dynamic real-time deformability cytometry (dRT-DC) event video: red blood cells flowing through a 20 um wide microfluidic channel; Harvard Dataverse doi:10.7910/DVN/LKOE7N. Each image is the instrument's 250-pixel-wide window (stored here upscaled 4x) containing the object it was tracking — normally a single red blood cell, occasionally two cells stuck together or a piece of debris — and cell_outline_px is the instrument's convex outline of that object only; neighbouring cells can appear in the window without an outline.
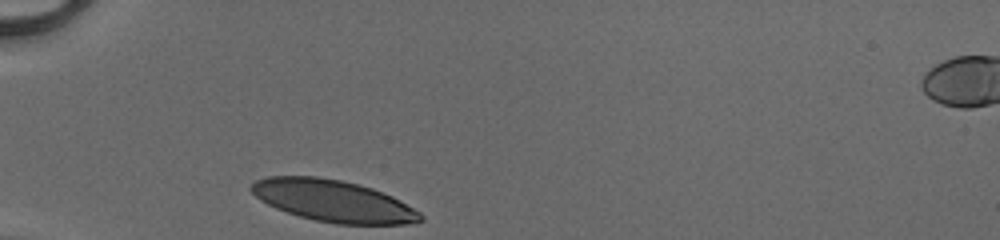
{"species": "human", "species_latin": "Homo sapiens", "temperature_condition": "cold", "stored_images_in_passage": 27, "camera_frame_rate_fps": 3000, "um_per_image_px": 0.085, "donor": {"sex": "male"}, "frame": {"image": 1, "passage_image": 1, "time_ms": 0.0, "image_size_px": [1000, 240], "cell_outline_px": [[424, 220], [408, 224], [336, 224], [316, 220], [300, 216], [276, 208], [260, 200], [248, 188], [256, 180], [268, 176], [316, 176], [340, 180], [372, 188], [384, 192], [400, 200], [420, 212], [424, 216]], "centroid_in_image_um": [28.34, 17.07], "position_along_channel_um": 56.7, "area_um2": 41.04}}
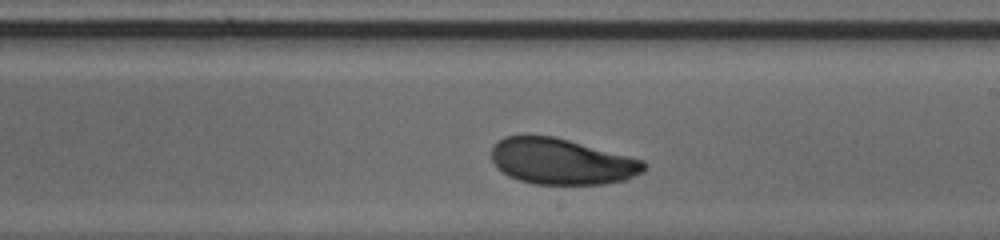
{"frame": {"image": 2, "passage_image": 16, "time_ms": 5.0, "image_size_px": [1000, 240], "cell_outline_px": [[648, 168], [644, 172], [624, 180], [604, 184], [532, 184], [508, 176], [492, 160], [492, 144], [504, 136], [552, 136], [568, 140], [644, 160], [648, 164]], "centroid_in_image_um": [47.77, 13.73], "position_along_channel_um": 241.2, "area_um2": 40.69}}
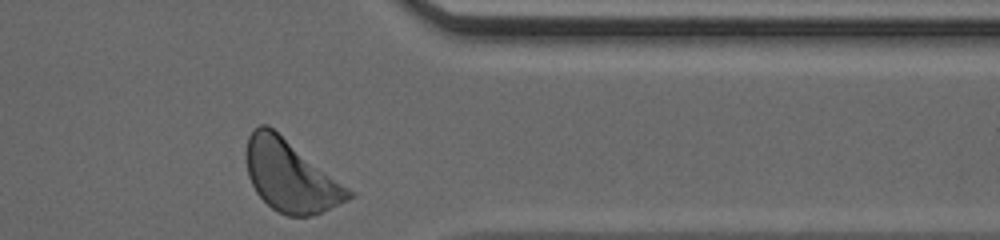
{"frame": {"image": 3, "passage_image": 27, "time_ms": 8.667, "image_size_px": [1000, 240], "cell_outline_px": [[356, 196], [348, 200], [312, 216], [288, 216], [272, 208], [256, 192], [248, 176], [244, 152], [248, 136], [260, 124], [268, 124], [356, 192]], "centroid_in_image_um": [24.71, 14.95], "position_along_channel_um": 386.7, "area_um2": 42.95}, "authors_computed_cell_mechanics": {"area_um2": 41.905, "velocity_mm_per_s": 4.0984, "shape_relaxation_time_tau1_ms": 2.4343, "shape_relaxation_time_tau2_ms": 9.2428, "deformation_change_tau1": 0.1091, "deformation_change_tau2": 0.1352}}